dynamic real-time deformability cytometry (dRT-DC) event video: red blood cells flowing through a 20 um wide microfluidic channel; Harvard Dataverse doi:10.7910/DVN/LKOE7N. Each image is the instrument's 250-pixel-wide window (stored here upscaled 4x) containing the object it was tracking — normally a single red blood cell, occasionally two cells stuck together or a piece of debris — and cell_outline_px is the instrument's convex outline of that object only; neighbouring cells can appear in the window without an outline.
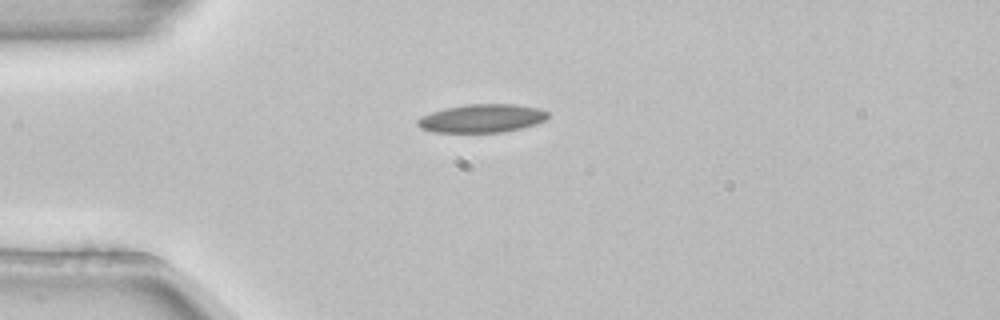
{"species": "common noctule bat (a hibernating species)", "species_latin": "Nyctalus noctula", "temperature_condition": "room temperature", "stored_images_in_passage": 1, "camera_frame_rate_fps": 3000, "um_per_image_px": 0.085, "animal": {"sex": "female", "body_mass_g": 22.7, "forearm_length_mm": 54.2}, "frame": {"image": 1, "passage_image": 1, "time_ms": 0.0, "image_size_px": [1000, 320], "cell_outline_px": [[548, 116], [544, 120], [536, 124], [504, 132], [432, 132], [420, 128], [416, 124], [416, 120], [420, 116], [444, 108], [464, 104], [516, 104], [536, 108], [548, 112]], "centroid_in_image_um": [40.9, 10.06], "position_along_channel_um": 44.1, "area_um2": 21.56}}